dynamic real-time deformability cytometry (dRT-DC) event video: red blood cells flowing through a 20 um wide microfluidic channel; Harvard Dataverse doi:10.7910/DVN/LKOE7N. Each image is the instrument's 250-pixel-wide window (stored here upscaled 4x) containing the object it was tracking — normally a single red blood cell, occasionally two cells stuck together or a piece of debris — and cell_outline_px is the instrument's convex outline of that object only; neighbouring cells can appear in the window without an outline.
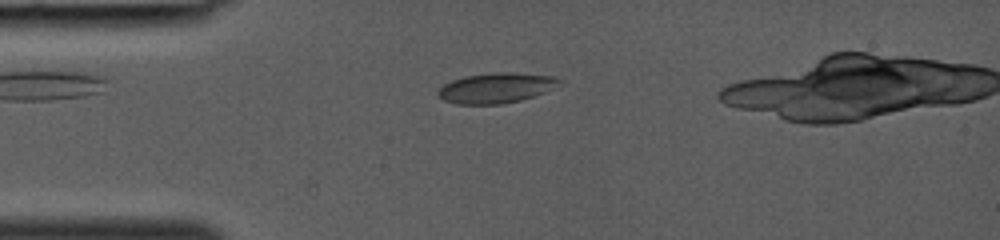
{"species": "common noctule bat (a hibernating species)", "species_latin": "Nyctalus noctula", "temperature_condition": "room temperature", "stored_images_in_passage": 26, "camera_frame_rate_fps": 3000, "um_per_image_px": 0.085, "animal": {"sex": "female", "body_mass_g": 19.0, "forearm_length_mm": 53.3}, "frame": {"image": 1, "passage_image": 1, "time_ms": 0.0, "image_size_px": [1000, 240], "cell_outline_px": [[564, 80], [552, 88], [544, 92], [520, 100], [500, 104], [456, 104], [444, 100], [436, 96], [436, 92], [444, 84], [452, 80], [464, 76], [496, 72], [516, 72], [552, 76]], "centroid_in_image_um": [42.13, 7.47], "position_along_channel_um": 42.9, "area_um2": 21.33}}
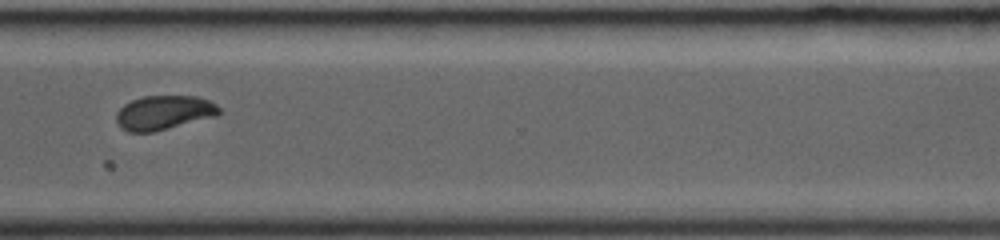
{"frame": {"image": 2, "passage_image": 20, "time_ms": 6.333, "image_size_px": [1000, 240], "cell_outline_px": [[220, 112], [216, 116], [152, 132], [128, 132], [120, 128], [116, 120], [116, 112], [124, 104], [132, 100], [144, 96], [196, 96], [212, 100], [220, 108]], "centroid_in_image_um": [13.92, 9.57], "position_along_channel_um": 356.7, "area_um2": 20.58}}
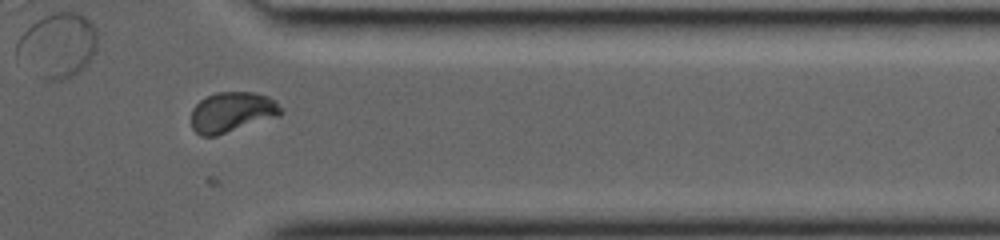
{"frame": {"image": 3, "passage_image": 22, "time_ms": 7.0, "image_size_px": [1000, 240], "cell_outline_px": [[284, 112], [280, 116], [216, 136], [200, 136], [192, 128], [192, 108], [200, 100], [216, 92], [252, 92], [268, 96], [276, 100], [284, 108]], "centroid_in_image_um": [19.77, 9.53], "position_along_channel_um": 391.6, "area_um2": 21.33}}